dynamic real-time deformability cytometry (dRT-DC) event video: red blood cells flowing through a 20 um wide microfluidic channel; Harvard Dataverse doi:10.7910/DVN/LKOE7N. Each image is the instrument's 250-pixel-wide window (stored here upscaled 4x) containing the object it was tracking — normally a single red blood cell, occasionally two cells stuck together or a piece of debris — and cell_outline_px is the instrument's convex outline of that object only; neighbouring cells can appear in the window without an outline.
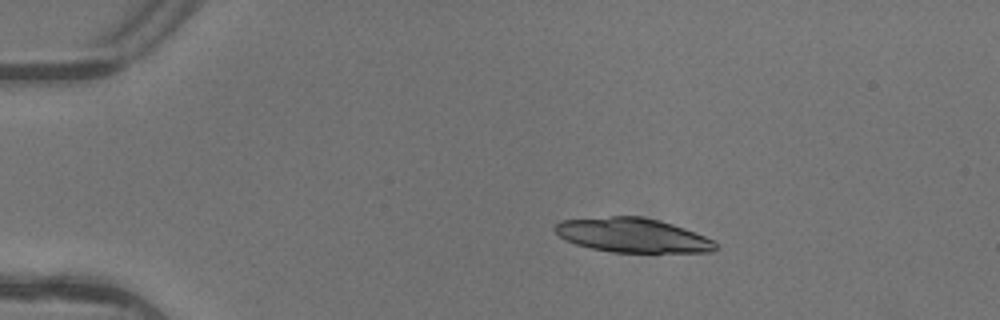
{"species": "common noctule bat (a hibernating species)", "species_latin": "Nyctalus noctula", "temperature_condition": "warm", "stored_images_in_passage": 6, "camera_frame_rate_fps": 3000, "um_per_image_px": 0.085, "animal": {"sex": "female"}, "frame": {"image": 1, "passage_image": 3, "time_ms": 0.667, "image_size_px": [1000, 320], "cell_outline_px": [[716, 248], [712, 252], [612, 252], [592, 248], [576, 244], [564, 240], [552, 228], [560, 220], [612, 216], [640, 216], [672, 224], [696, 232], [712, 240], [716, 244]], "centroid_in_image_um": [53.73, 19.99], "position_along_channel_um": 31.3, "area_um2": 31.91}}